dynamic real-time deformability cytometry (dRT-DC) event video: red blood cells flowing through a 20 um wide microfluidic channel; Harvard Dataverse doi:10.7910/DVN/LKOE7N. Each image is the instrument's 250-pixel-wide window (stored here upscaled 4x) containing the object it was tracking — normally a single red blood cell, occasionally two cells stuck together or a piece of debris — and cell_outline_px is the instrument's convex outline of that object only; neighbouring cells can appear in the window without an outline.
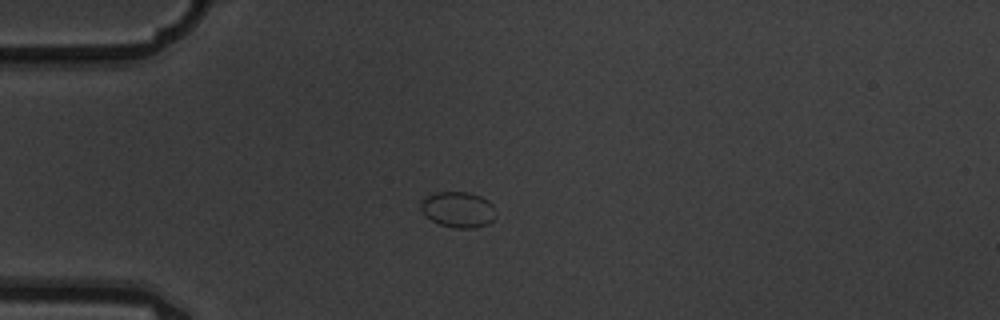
{"species": "common noctule bat (a hibernating species)", "species_latin": "Nyctalus noctula", "temperature_condition": "warm", "stored_images_in_passage": 8, "camera_frame_rate_fps": 3000, "um_per_image_px": 0.085, "animal": {"sex": "male", "body_mass_g": 19.5, "forearm_length_mm": 54.6}, "frame": {"image": 1, "passage_image": 4, "time_ms": 1.0, "image_size_px": [1000, 320], "cell_outline_px": [[496, 216], [488, 224], [472, 228], [456, 228], [440, 224], [432, 220], [420, 208], [420, 200], [436, 192], [468, 192], [480, 196], [488, 200], [492, 204], [496, 212]], "centroid_in_image_um": [38.96, 17.8], "position_along_channel_um": 46.0, "area_um2": 15.55}}
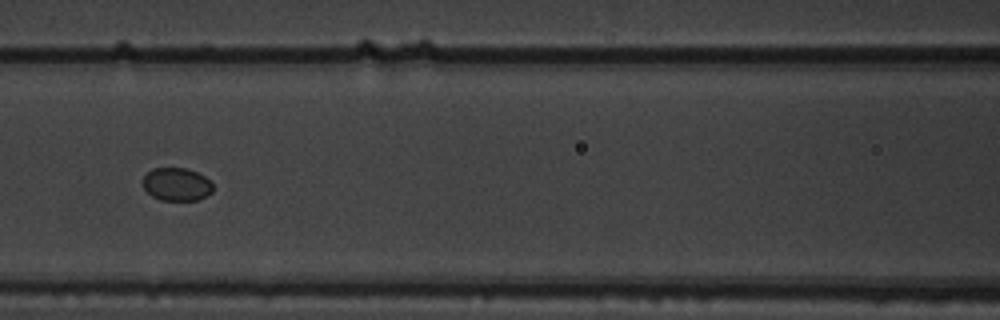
{"frame": {"image": 2, "passage_image": 7, "time_ms": 2.0, "image_size_px": [1000, 320], "cell_outline_px": [[212, 192], [200, 200], [160, 200], [152, 196], [144, 188], [144, 176], [152, 168], [184, 168], [196, 172], [204, 176], [212, 184]], "centroid_in_image_um": [15.02, 15.67], "position_along_channel_um": 151.6, "area_um2": 13.35}}
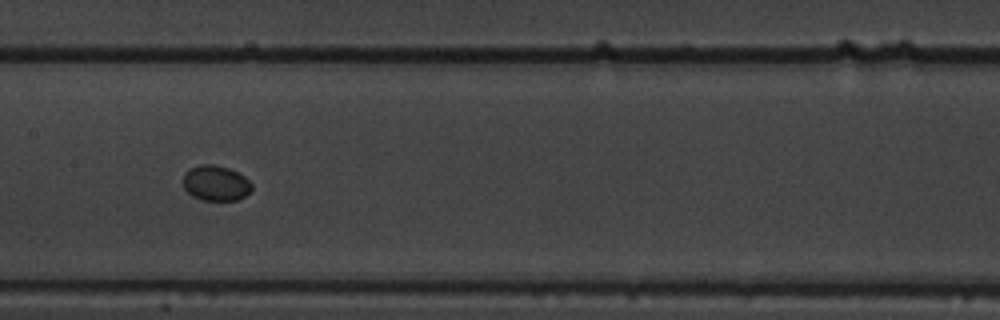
{"frame": {"image": 3, "passage_image": 8, "time_ms": 2.333, "image_size_px": [1000, 320], "cell_outline_px": [[252, 188], [244, 196], [236, 200], [200, 200], [192, 196], [184, 188], [184, 172], [200, 164], [212, 164], [228, 168], [244, 176], [252, 184]], "centroid_in_image_um": [18.32, 15.57], "position_along_channel_um": 189.1, "area_um2": 13.99}}